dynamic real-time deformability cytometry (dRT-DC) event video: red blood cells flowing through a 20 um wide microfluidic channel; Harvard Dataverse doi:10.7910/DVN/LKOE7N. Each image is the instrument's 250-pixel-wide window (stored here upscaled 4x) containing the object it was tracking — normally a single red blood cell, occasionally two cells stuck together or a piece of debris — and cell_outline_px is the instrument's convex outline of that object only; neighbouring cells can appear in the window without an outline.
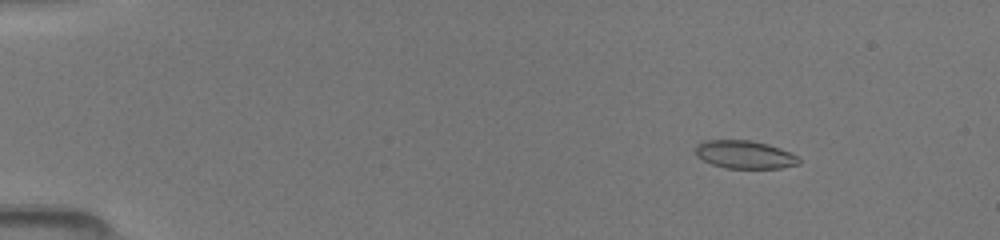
{"species": "common noctule bat (a hibernating species)", "species_latin": "Nyctalus noctula", "temperature_condition": "room temperature", "stored_images_in_passage": 40, "camera_frame_rate_fps": 3000, "um_per_image_px": 0.085, "animal": {"sex": "female", "body_mass_g": 19.5, "forearm_length_mm": 54.1}, "frame": {"image": 1, "passage_image": 4, "time_ms": 2.0, "image_size_px": [1000, 240], "cell_outline_px": [[800, 164], [780, 168], [728, 168], [712, 164], [696, 156], [696, 144], [708, 140], [752, 140], [768, 144], [780, 148], [796, 156], [800, 160]], "centroid_in_image_um": [63.3, 13.13], "position_along_channel_um": 21.7, "area_um2": 16.76}}
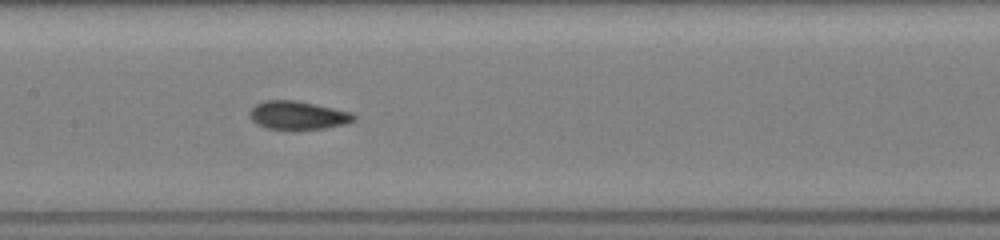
{"frame": {"image": 2, "passage_image": 19, "time_ms": 8.333, "image_size_px": [1000, 240], "cell_outline_px": [[356, 120], [344, 124], [324, 128], [292, 132], [268, 128], [256, 124], [252, 120], [248, 112], [256, 104], [264, 100], [296, 100], [352, 112], [356, 116]], "centroid_in_image_um": [25.3, 9.83], "position_along_channel_um": 182.1, "area_um2": 17.74}}
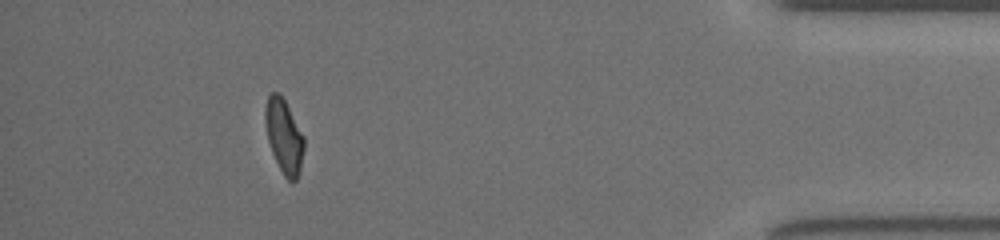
{"frame": {"image": 3, "passage_image": 36, "time_ms": 15.0, "image_size_px": [1000, 240], "cell_outline_px": [[304, 148], [300, 168], [296, 180], [292, 184], [284, 176], [272, 152], [268, 140], [264, 120], [264, 108], [268, 96], [272, 92], [280, 92], [304, 136]], "centroid_in_image_um": [24.13, 11.56], "position_along_channel_um": 411.1, "area_um2": 16.7}}